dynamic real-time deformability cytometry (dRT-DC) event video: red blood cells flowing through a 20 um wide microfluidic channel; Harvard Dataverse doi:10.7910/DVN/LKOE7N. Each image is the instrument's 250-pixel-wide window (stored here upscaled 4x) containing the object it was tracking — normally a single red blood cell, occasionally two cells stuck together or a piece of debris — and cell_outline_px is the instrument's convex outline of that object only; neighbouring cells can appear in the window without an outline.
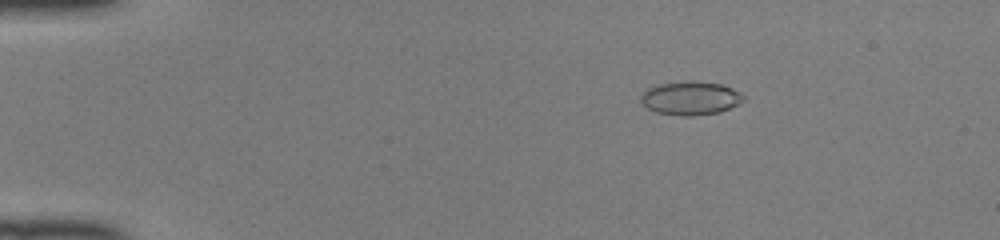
{"species": "common noctule bat (a hibernating species)", "species_latin": "Nyctalus noctula", "temperature_condition": "room temperature", "stored_images_in_passage": 50, "camera_frame_rate_fps": 3000, "um_per_image_px": 0.085, "animal": {"sex": "female", "body_mass_g": 22.0, "forearm_length_mm": 56.7}, "frame": {"image": 1, "passage_image": 9, "time_ms": 2.667, "image_size_px": [1000, 240], "cell_outline_px": [[748, 96], [744, 100], [720, 112], [696, 116], [680, 116], [656, 112], [648, 108], [640, 100], [640, 96], [648, 88], [660, 84], [688, 80], [692, 80], [720, 84], [732, 88]], "centroid_in_image_um": [58.71, 8.34], "position_along_channel_um": 26.3, "area_um2": 20.17}}
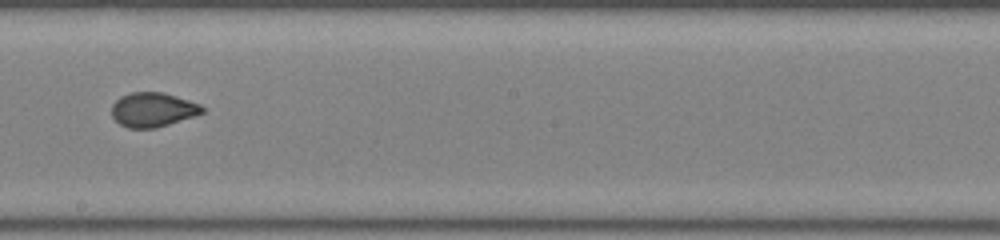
{"frame": {"image": 2, "passage_image": 30, "time_ms": 9.667, "image_size_px": [1000, 240], "cell_outline_px": [[204, 112], [156, 128], [128, 128], [120, 124], [112, 116], [112, 104], [120, 96], [132, 92], [160, 92], [176, 96], [200, 104], [204, 108]], "centroid_in_image_um": [12.96, 9.32], "position_along_channel_um": 235.2, "area_um2": 17.92}}
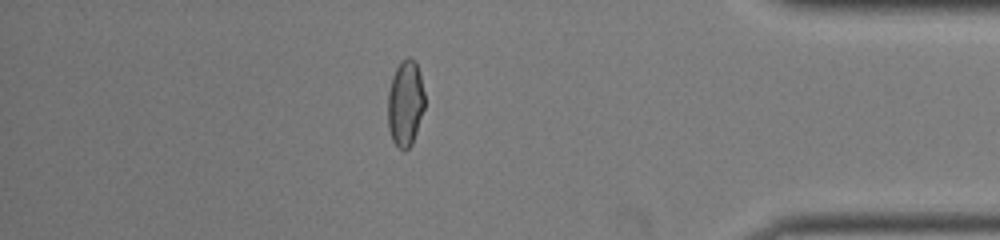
{"frame": {"image": 3, "passage_image": 44, "time_ms": 14.333, "image_size_px": [1000, 240], "cell_outline_px": [[424, 108], [412, 144], [404, 152], [392, 140], [388, 128], [388, 92], [392, 76], [400, 60], [408, 56], [412, 56], [416, 60], [424, 92]], "centroid_in_image_um": [34.45, 8.74], "position_along_channel_um": 400.8, "area_um2": 18.61}, "authors_computed_cell_mechanics": {"area_um2": 19.0451, "velocity_mm_per_s": 4.1536, "shape_relaxation_time_tau1_ms": null, "shape_relaxation_time_tau2_ms": 0.8522, "deformation_change_tau1": null, "deformation_change_tau2": 0.0442}}